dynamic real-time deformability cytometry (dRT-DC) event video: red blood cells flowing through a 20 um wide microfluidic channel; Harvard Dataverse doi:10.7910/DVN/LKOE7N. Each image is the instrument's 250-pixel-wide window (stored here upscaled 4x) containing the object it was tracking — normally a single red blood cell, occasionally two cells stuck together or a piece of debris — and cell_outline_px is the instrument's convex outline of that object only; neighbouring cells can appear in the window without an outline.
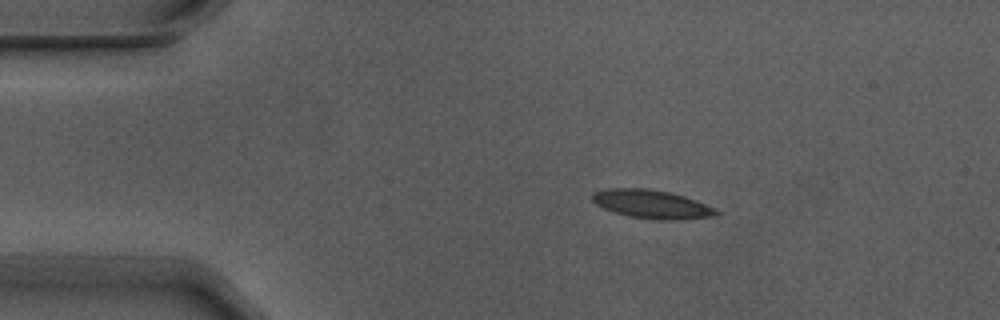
{"species": "Egyptian fruit bat (a non-hibernating species)", "species_latin": "Rousettus aegyptiacus", "temperature_condition": "warm", "stored_images_in_passage": 3, "camera_frame_rate_fps": 3000, "um_per_image_px": 0.085, "animal": {"sex": "male"}, "frame": {"image": 1, "passage_image": 2, "time_ms": 0.333, "image_size_px": [1000, 320], "cell_outline_px": [[720, 216], [676, 220], [660, 220], [628, 216], [604, 208], [596, 204], [592, 200], [592, 192], [604, 188], [648, 188], [668, 192], [684, 196], [696, 200], [720, 212]], "centroid_in_image_um": [55.39, 17.35], "position_along_channel_um": 29.6, "area_um2": 20.63}}